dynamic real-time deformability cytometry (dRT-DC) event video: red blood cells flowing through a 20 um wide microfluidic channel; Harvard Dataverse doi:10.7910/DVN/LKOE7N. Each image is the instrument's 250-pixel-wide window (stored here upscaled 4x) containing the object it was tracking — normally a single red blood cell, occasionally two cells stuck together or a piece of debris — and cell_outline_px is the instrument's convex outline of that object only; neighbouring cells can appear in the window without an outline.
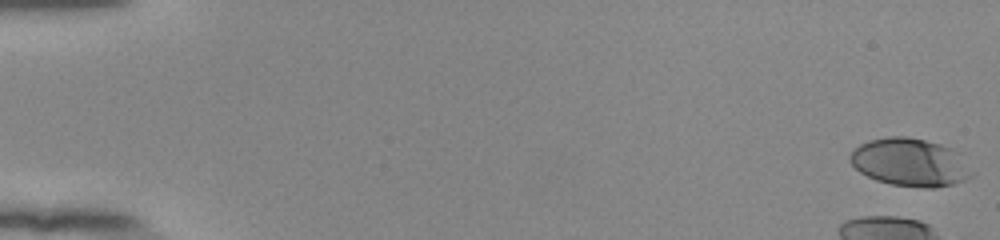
{"species": "human", "species_latin": "Homo sapiens", "temperature_condition": "room temperature", "stored_images_in_passage": 8, "camera_frame_rate_fps": 3000, "um_per_image_px": 0.085, "donor": {"sex": "female"}, "frame": {"image": 1, "passage_image": 1, "time_ms": 0.0, "image_size_px": [1000, 240], "cell_outline_px": [[976, 172], [972, 176], [964, 180], [952, 184], [932, 188], [920, 188], [892, 184], [876, 180], [860, 172], [852, 164], [848, 156], [860, 144], [868, 140], [888, 136], [908, 136], [940, 144], [952, 148]], "centroid_in_image_um": [77.37, 13.8], "position_along_channel_um": 7.6, "area_um2": 34.04}}